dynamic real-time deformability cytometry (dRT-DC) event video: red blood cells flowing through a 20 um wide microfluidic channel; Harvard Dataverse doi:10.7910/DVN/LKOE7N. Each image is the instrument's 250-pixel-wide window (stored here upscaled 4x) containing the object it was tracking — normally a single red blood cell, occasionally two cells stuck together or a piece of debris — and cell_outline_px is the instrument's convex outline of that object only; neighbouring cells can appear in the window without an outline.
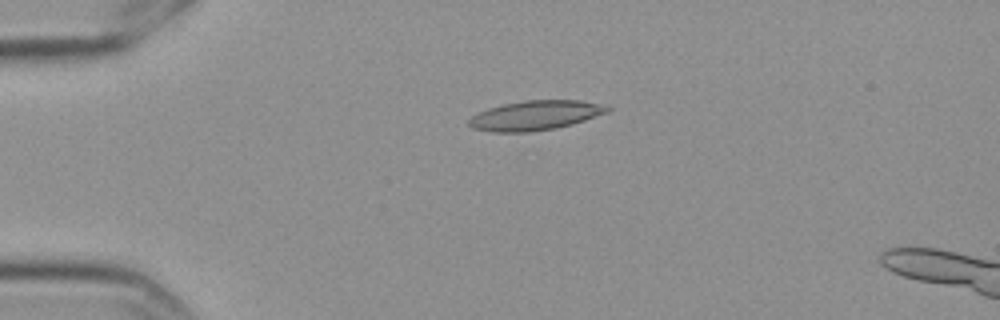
{"species": "Egyptian fruit bat (a non-hibernating species)", "species_latin": "Rousettus aegyptiacus", "temperature_condition": "cold", "stored_images_in_passage": 3, "camera_frame_rate_fps": 3000, "um_per_image_px": 0.085, "frame": {"image": 1, "passage_image": 2, "time_ms": 0.333, "image_size_px": [1000, 320], "cell_outline_px": [[612, 108], [608, 112], [572, 124], [556, 128], [528, 132], [492, 132], [472, 128], [468, 124], [468, 120], [472, 116], [488, 108], [504, 104], [524, 100], [580, 100]], "centroid_in_image_um": [45.46, 9.81], "position_along_channel_um": 39.5, "area_um2": 23.64}}